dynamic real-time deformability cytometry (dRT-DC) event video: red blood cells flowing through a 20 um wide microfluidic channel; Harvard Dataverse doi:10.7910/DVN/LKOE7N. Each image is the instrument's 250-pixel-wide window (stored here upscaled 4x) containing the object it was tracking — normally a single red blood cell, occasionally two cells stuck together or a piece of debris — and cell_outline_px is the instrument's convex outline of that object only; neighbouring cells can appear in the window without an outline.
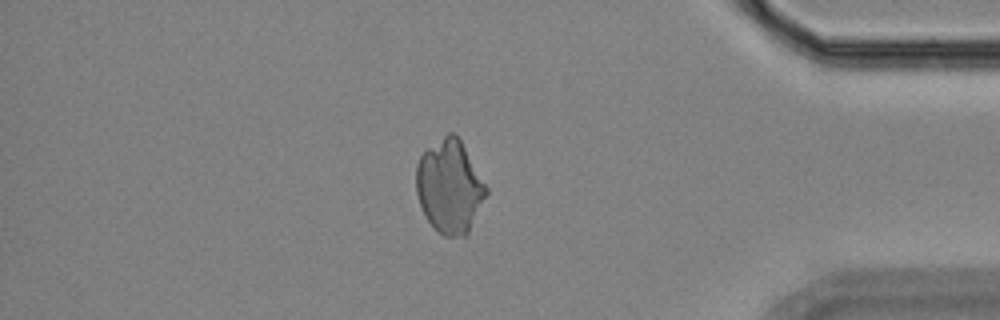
{"species": "Egyptian fruit bat (a non-hibernating species)", "species_latin": "Rousettus aegyptiacus", "temperature_condition": "room temperature", "stored_images_in_passage": 48, "camera_frame_rate_fps": 3000, "um_per_image_px": 0.085, "animal": {"sex": "female"}, "frame": {"image": 1, "passage_image": 41, "time_ms": 13.333, "image_size_px": [1000, 320], "cell_outline_px": [[488, 192], [468, 232], [464, 236], [444, 236], [428, 220], [420, 204], [416, 192], [416, 164], [420, 156], [428, 148], [448, 132], [456, 132], [488, 188]], "centroid_in_image_um": [38.22, 15.83], "position_along_channel_um": 397.0, "area_um2": 37.57}}